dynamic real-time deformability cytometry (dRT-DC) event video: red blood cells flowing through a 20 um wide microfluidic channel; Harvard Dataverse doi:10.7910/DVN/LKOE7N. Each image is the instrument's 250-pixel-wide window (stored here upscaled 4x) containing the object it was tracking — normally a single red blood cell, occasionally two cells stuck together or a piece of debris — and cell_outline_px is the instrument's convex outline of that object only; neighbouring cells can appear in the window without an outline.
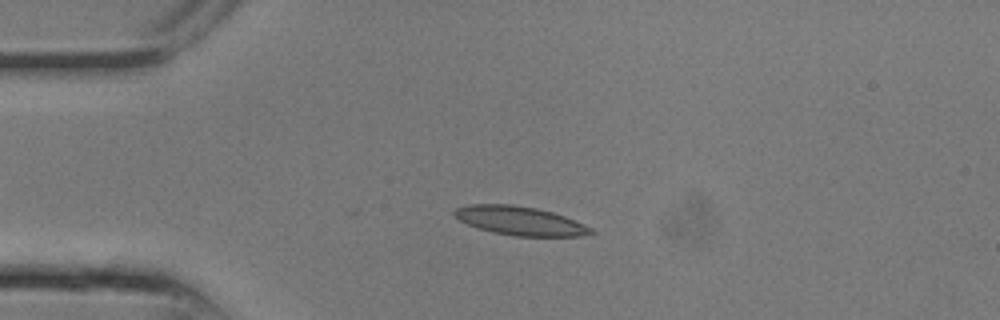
{"species": "common noctule bat (a hibernating species)", "species_latin": "Nyctalus noctula", "temperature_condition": "room temperature", "stored_images_in_passage": 4, "camera_frame_rate_fps": 3000, "um_per_image_px": 0.085, "animal": {"sex": "male", "body_mass_g": 13.3}, "frame": {"image": 1, "passage_image": 1, "time_ms": 0.0, "image_size_px": [1000, 320], "cell_outline_px": [[596, 232], [580, 236], [516, 236], [492, 232], [468, 224], [460, 220], [452, 212], [456, 208], [468, 204], [512, 204], [536, 208], [552, 212], [564, 216], [584, 224], [592, 228]], "centroid_in_image_um": [44.2, 18.76], "position_along_channel_um": 40.8, "area_um2": 22.77}}
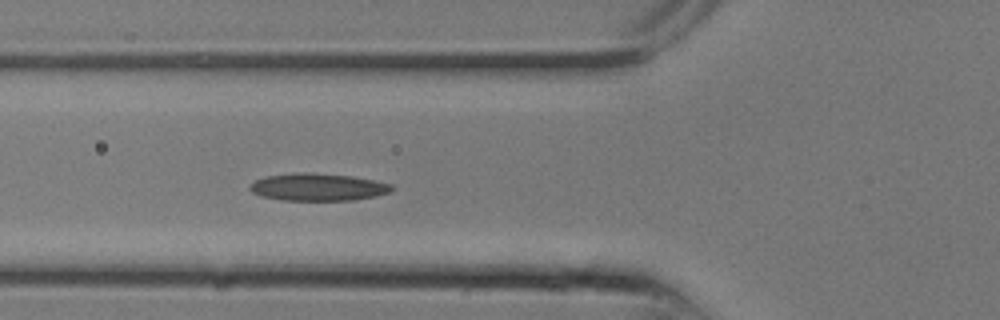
{"frame": {"image": 2, "passage_image": 4, "time_ms": 1.0, "image_size_px": [1000, 320], "cell_outline_px": [[396, 188], [392, 192], [376, 196], [352, 200], [280, 200], [260, 196], [252, 192], [248, 188], [256, 180], [264, 176], [352, 176], [392, 184]], "centroid_in_image_um": [27.1, 15.97], "position_along_channel_um": 98.7, "area_um2": 21.39}}